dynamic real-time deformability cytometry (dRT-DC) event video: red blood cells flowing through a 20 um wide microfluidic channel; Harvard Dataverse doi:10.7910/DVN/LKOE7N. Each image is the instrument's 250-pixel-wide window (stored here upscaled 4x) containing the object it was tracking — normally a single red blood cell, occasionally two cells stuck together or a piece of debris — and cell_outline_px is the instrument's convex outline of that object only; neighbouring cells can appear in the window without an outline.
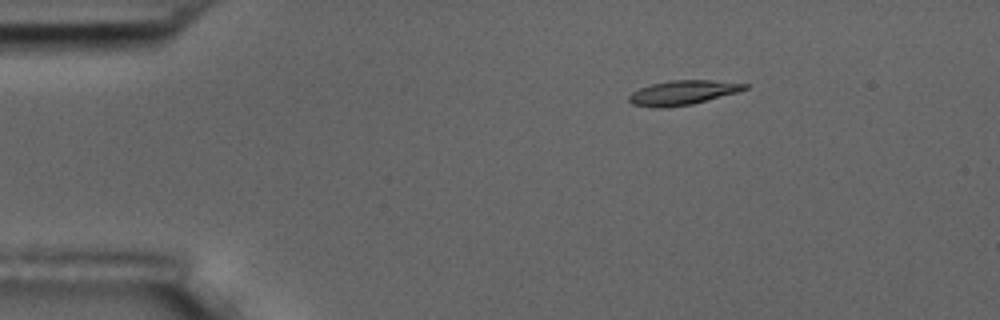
{"species": "common noctule bat (a hibernating species)", "species_latin": "Nyctalus noctula", "temperature_condition": "room temperature", "stored_images_in_passage": 6, "camera_frame_rate_fps": 3000, "um_per_image_px": 0.085, "animal": {"sex": "male", "body_mass_g": 17.5, "forearm_length_mm": 52.3}, "frame": {"image": 1, "passage_image": 3, "time_ms": 2.0, "image_size_px": [1000, 320], "cell_outline_px": [[748, 88], [736, 92], [692, 104], [664, 108], [656, 108], [632, 104], [628, 100], [628, 96], [632, 92], [640, 88], [652, 84], [668, 80], [712, 80], [748, 84]], "centroid_in_image_um": [57.99, 7.87], "position_along_channel_um": 27.0, "area_um2": 16.36}}